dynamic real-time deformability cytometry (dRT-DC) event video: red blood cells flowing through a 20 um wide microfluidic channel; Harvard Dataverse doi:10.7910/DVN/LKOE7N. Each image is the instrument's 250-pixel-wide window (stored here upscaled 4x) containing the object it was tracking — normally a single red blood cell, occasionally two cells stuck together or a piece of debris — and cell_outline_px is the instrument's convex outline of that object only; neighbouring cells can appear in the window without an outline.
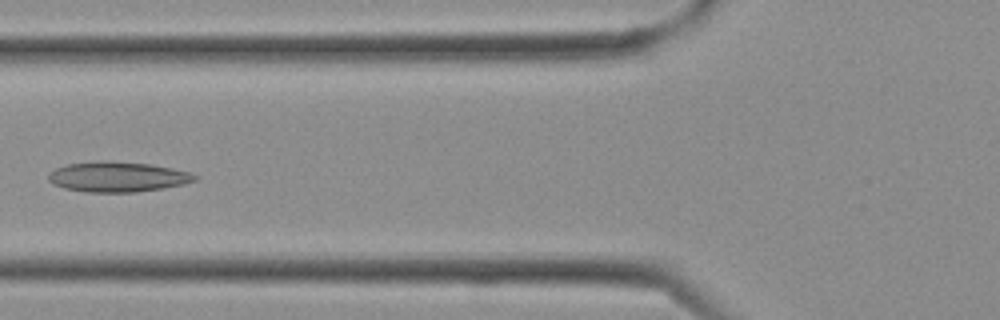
{"species": "Egyptian fruit bat (a non-hibernating species)", "species_latin": "Rousettus aegyptiacus", "temperature_condition": "cold", "stored_images_in_passage": 13, "camera_frame_rate_fps": 3000, "um_per_image_px": 0.085, "frame": {"image": 1, "passage_image": 10, "time_ms": 3.0, "image_size_px": [1000, 320], "cell_outline_px": [[200, 176], [196, 180], [184, 184], [164, 188], [136, 192], [88, 192], [64, 188], [52, 184], [48, 180], [48, 176], [56, 168], [68, 164], [96, 160], [108, 160], [152, 164], [172, 168], [188, 172]], "centroid_in_image_um": [10.01, 15.02], "position_along_channel_um": 115.8, "area_um2": 25.95}}
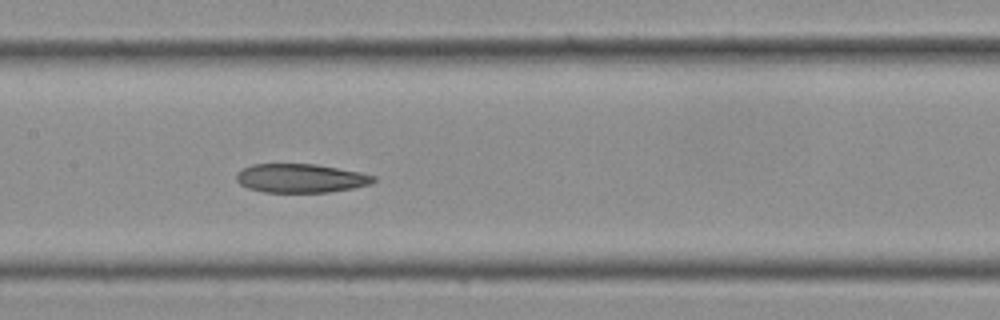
{"frame": {"image": 2, "passage_image": 13, "time_ms": 4.0, "image_size_px": [1000, 320], "cell_outline_px": [[376, 180], [372, 184], [352, 188], [328, 192], [264, 192], [248, 188], [240, 184], [236, 180], [236, 172], [252, 164], [316, 164], [360, 172], [376, 176]], "centroid_in_image_um": [25.56, 15.15], "position_along_channel_um": 181.8, "area_um2": 23.06}}